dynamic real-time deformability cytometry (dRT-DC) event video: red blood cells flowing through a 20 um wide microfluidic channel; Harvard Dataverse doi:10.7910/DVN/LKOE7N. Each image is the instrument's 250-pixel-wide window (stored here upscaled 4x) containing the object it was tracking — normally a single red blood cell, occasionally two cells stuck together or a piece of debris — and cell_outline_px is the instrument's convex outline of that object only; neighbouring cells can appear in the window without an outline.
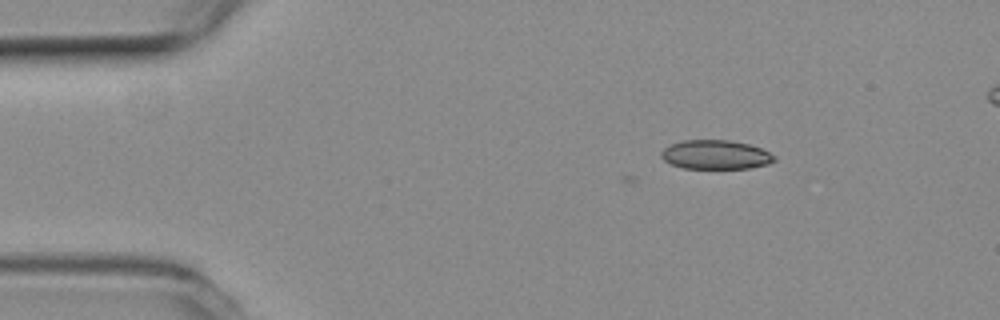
{"species": "common noctule bat (a hibernating species)", "species_latin": "Nyctalus noctula", "temperature_condition": "room temperature", "stored_images_in_passage": 6, "camera_frame_rate_fps": 3000, "um_per_image_px": 0.085, "animal": {"sex": "female", "body_mass_g": 19.3, "forearm_length_mm": 54.1}, "frame": {"image": 1, "passage_image": 3, "time_ms": 0.667, "image_size_px": [1000, 320], "cell_outline_px": [[776, 160], [768, 164], [748, 168], [680, 168], [664, 160], [660, 156], [660, 152], [668, 144], [684, 140], [732, 140], [748, 144], [760, 148], [776, 156]], "centroid_in_image_um": [60.8, 13.14], "position_along_channel_um": 24.2, "area_um2": 19.25}}